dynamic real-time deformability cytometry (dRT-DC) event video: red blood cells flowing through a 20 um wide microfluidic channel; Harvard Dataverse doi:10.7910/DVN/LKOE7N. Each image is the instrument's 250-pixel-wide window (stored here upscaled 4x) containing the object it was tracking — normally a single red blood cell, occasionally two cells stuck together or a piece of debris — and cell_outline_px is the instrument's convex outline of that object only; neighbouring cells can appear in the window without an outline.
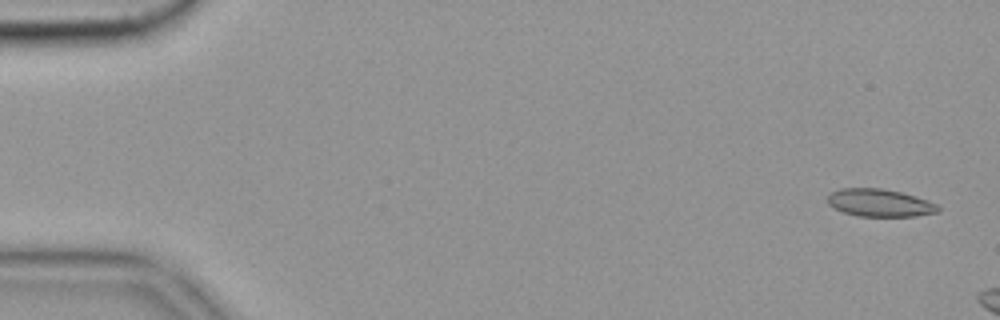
{"species": "common noctule bat (a hibernating species)", "species_latin": "Nyctalus noctula", "temperature_condition": "cold", "stored_images_in_passage": 8, "camera_frame_rate_fps": 3000, "um_per_image_px": 0.085, "animal": {"sex": "female", "body_mass_g": 19.9}, "frame": {"image": 1, "passage_image": 2, "time_ms": 0.333, "image_size_px": [1000, 320], "cell_outline_px": [[940, 212], [916, 216], [856, 216], [844, 212], [828, 204], [828, 196], [832, 192], [840, 188], [880, 188], [900, 192], [916, 196], [936, 204], [940, 208]], "centroid_in_image_um": [74.79, 17.24], "position_along_channel_um": 10.2, "area_um2": 17.69}}